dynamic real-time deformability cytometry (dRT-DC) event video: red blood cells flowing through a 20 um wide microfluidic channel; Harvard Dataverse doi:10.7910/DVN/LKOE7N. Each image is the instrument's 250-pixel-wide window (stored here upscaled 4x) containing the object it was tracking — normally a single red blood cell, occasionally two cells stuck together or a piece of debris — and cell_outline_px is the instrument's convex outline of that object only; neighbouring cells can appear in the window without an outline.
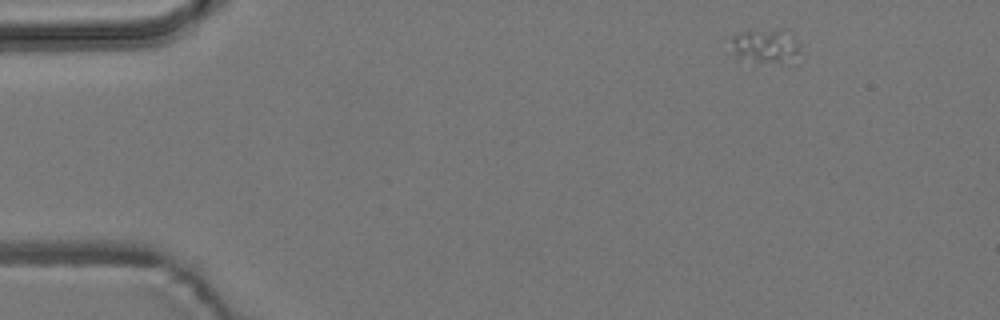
{"species": "common noctule bat (a hibernating species)", "species_latin": "Nyctalus noctula", "temperature_condition": "room temperature", "stored_images_in_passage": 3, "camera_frame_rate_fps": 3000, "um_per_image_px": 0.085, "animal": {"sex": "male", "body_mass_g": 19.2, "forearm_length_mm": 51.8}, "frame": {"image": 1, "passage_image": 1, "time_ms": 0.0, "image_size_px": [1000, 320], "cell_outline_px": [[800, 52], [780, 60], [760, 60], [740, 56], [732, 52], [732, 36], [736, 32], [776, 32], [792, 36], [796, 40]], "centroid_in_image_um": [64.96, 3.87], "position_along_channel_um": 20.0, "area_um2": 11.68}}
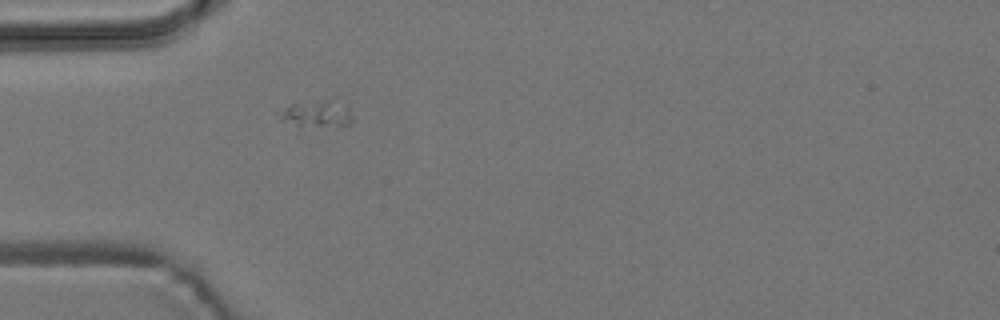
{"frame": {"image": 2, "passage_image": 3, "time_ms": 3.333, "image_size_px": [1000, 320], "cell_outline_px": [[356, 120], [352, 124], [300, 128], [280, 120], [280, 116], [292, 104], [328, 100], [352, 116]], "centroid_in_image_um": [26.87, 9.77], "position_along_channel_um": 58.1, "area_um2": 10.58}}